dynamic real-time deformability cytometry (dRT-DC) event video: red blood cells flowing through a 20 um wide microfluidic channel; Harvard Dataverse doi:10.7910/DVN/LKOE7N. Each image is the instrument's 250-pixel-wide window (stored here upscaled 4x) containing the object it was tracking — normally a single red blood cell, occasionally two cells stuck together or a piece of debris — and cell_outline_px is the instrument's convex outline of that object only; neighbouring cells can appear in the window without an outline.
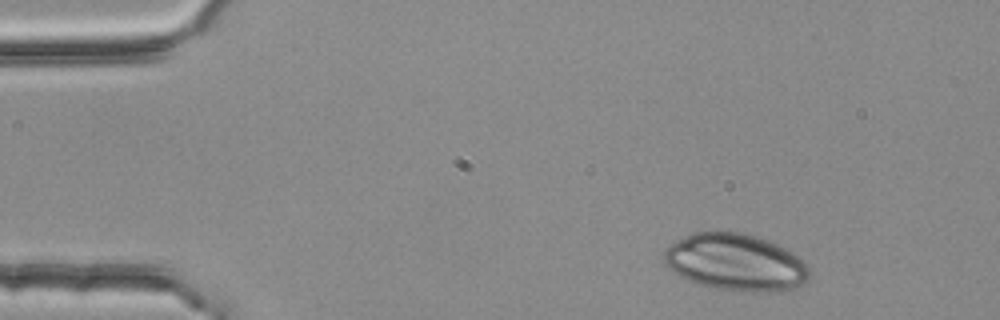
{"species": "common noctule bat (a hibernating species)", "species_latin": "Nyctalus noctula", "temperature_condition": "room temperature", "stored_images_in_passage": 3, "camera_frame_rate_fps": 3000, "um_per_image_px": 0.085, "animal": {"sex": "female", "body_mass_g": 25.1}, "frame": {"image": 1, "passage_image": 1, "time_ms": 0.0, "image_size_px": [1000, 320], "cell_outline_px": [[808, 280], [804, 284], [792, 288], [772, 292], [752, 292], [708, 288], [688, 280], [672, 272], [664, 264], [664, 252], [676, 240], [692, 232], [744, 232], [776, 244], [800, 256], [804, 260], [808, 268]], "centroid_in_image_um": [62.51, 22.31], "position_along_channel_um": 22.5, "area_um2": 48.44}}